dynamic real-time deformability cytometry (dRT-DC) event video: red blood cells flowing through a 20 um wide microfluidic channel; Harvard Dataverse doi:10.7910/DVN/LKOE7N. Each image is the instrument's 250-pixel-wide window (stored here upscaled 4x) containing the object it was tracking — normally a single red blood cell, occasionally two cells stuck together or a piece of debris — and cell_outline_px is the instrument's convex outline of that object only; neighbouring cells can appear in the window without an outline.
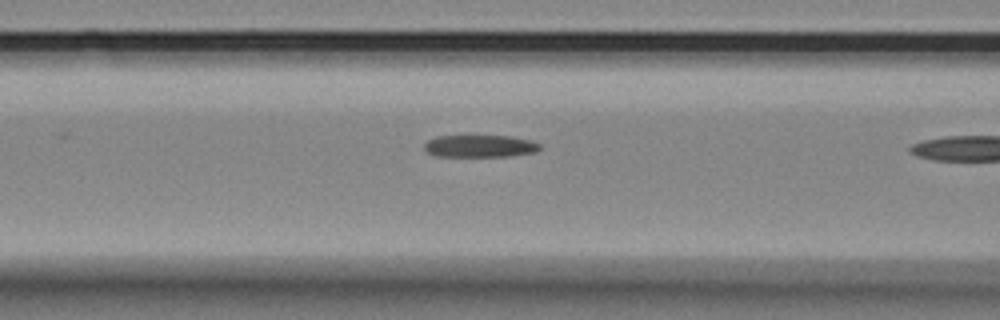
{"species": "Egyptian fruit bat (a non-hibernating species)", "species_latin": "Rousettus aegyptiacus", "temperature_condition": "room temperature", "stored_images_in_passage": 11, "camera_frame_rate_fps": 3000, "um_per_image_px": 0.085, "animal": {"sex": "female"}, "frame": {"image": 1, "passage_image": 10, "time_ms": 3.0, "image_size_px": [1000, 320], "cell_outline_px": [[540, 148], [536, 152], [508, 156], [436, 156], [428, 152], [424, 148], [424, 144], [428, 140], [436, 136], [508, 136], [528, 140], [540, 144]], "centroid_in_image_um": [40.77, 12.42], "position_along_channel_um": 125.8, "area_um2": 14.8}}